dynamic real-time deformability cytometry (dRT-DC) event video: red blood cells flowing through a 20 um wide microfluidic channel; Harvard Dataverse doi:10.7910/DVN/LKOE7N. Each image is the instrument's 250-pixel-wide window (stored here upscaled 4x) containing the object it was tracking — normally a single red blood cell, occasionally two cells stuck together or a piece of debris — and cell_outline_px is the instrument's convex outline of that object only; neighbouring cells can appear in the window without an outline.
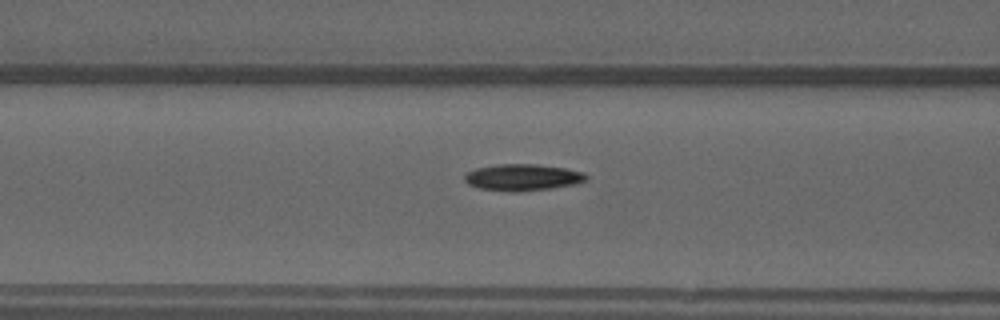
{"species": "common noctule bat (a hibernating species)", "species_latin": "Nyctalus noctula", "temperature_condition": "warm", "stored_images_in_passage": 51, "camera_frame_rate_fps": 3000, "um_per_image_px": 0.085, "animal": {"sex": "male", "forearm_length_mm": 52.5}, "frame": {"image": 1, "passage_image": 21, "time_ms": 6.667, "image_size_px": [1000, 320], "cell_outline_px": [[588, 180], [576, 184], [552, 188], [508, 192], [480, 188], [468, 184], [464, 180], [464, 176], [468, 172], [476, 168], [496, 164], [536, 164], [564, 168], [584, 172], [588, 176]], "centroid_in_image_um": [44.44, 15.07], "position_along_channel_um": 122.2, "area_um2": 18.84}}
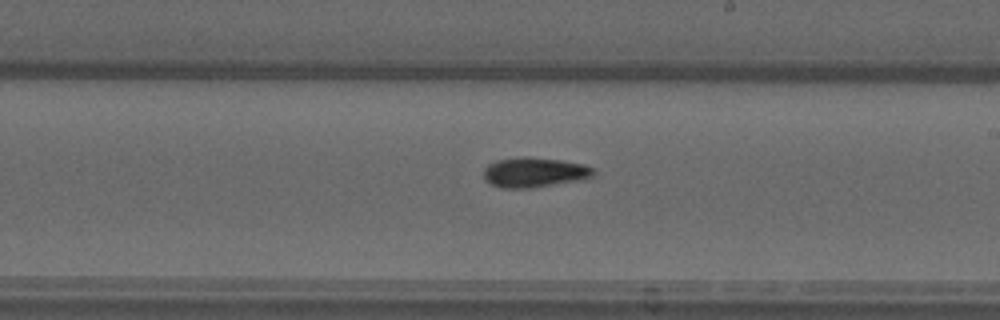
{"frame": {"image": 2, "passage_image": 30, "time_ms": 9.667, "image_size_px": [1000, 320], "cell_outline_px": [[596, 172], [592, 176], [584, 180], [532, 188], [500, 188], [492, 184], [484, 176], [484, 168], [488, 164], [496, 160], [528, 156], [560, 160], [584, 164], [596, 168]], "centroid_in_image_um": [45.48, 14.65], "position_along_channel_um": 243.5, "area_um2": 19.36}}
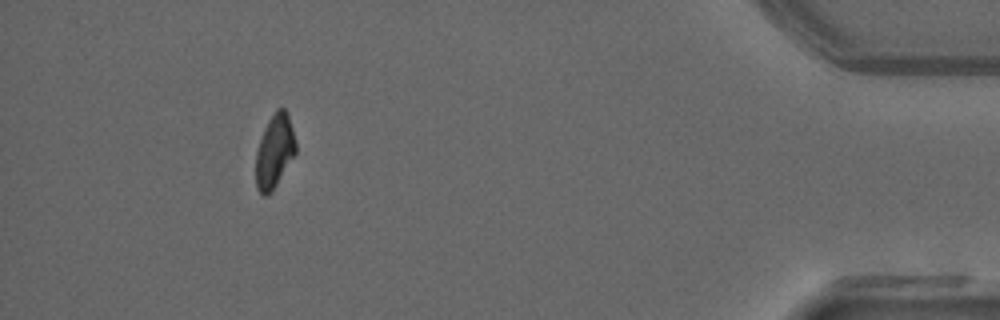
{"frame": {"image": 3, "passage_image": 47, "time_ms": 15.333, "image_size_px": [1000, 320], "cell_outline_px": [[296, 152], [272, 192], [268, 196], [264, 196], [256, 188], [256, 152], [260, 140], [268, 120], [276, 108], [284, 108], [288, 112], [296, 140]], "centroid_in_image_um": [23.34, 12.85], "position_along_channel_um": 411.9, "area_um2": 17.17}, "authors_computed_cell_mechanics": {"area_um2": 17.8602, "velocity_mm_per_s": 4.063, "shape_relaxation_time_tau1_ms": 11.1772, "shape_relaxation_time_tau2_ms": 7.5542, "deformation_change_tau1": 0.2737, "deformation_change_tau2": 0.1366}}